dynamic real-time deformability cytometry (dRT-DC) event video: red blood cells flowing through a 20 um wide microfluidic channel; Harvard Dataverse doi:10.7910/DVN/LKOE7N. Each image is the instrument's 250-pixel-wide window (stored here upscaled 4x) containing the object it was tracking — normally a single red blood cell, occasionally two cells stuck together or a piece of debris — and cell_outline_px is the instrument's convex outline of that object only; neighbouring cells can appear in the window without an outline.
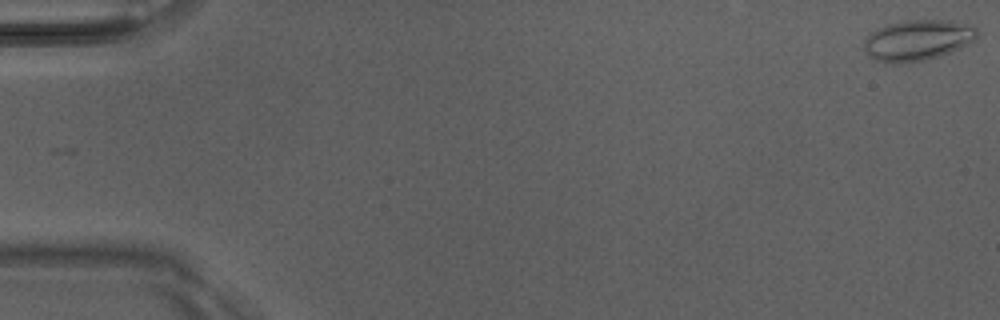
{"species": "Egyptian fruit bat (a non-hibernating species)", "species_latin": "Rousettus aegyptiacus", "temperature_condition": "room temperature", "stored_images_in_passage": 4, "camera_frame_rate_fps": 3000, "um_per_image_px": 0.085, "animal": {"sex": "male"}, "frame": {"image": 1, "passage_image": 1, "time_ms": 0.0, "image_size_px": [1000, 320], "cell_outline_px": [[980, 32], [968, 44], [948, 52], [924, 60], [900, 64], [892, 64], [876, 60], [868, 56], [864, 52], [864, 40], [868, 32], [884, 24], [908, 20], [948, 20], [972, 24]], "centroid_in_image_um": [77.93, 3.4], "position_along_channel_um": 7.1, "area_um2": 27.17}}